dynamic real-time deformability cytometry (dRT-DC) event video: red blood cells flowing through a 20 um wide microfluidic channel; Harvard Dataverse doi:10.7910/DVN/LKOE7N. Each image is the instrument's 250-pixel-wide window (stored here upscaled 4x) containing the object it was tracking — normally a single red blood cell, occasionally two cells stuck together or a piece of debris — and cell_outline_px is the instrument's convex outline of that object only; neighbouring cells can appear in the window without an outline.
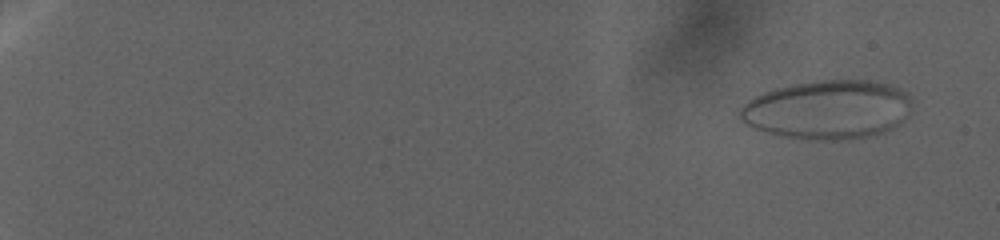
{"species": "human", "species_latin": "Homo sapiens", "temperature_condition": "warm", "stored_images_in_passage": 21, "camera_frame_rate_fps": 3000, "um_per_image_px": 0.085, "donor": {"sex": "female"}, "frame": {"image": 1, "passage_image": 1, "time_ms": 0.0, "image_size_px": [1000, 240], "cell_outline_px": [[892, 92], [876, 128], [872, 132], [856, 136], [796, 136], [772, 132], [760, 128], [744, 120], [744, 108], [752, 100], [760, 96], [784, 88], [800, 84], [832, 80], [860, 80], [876, 84]], "centroid_in_image_um": [69.74, 9.26], "position_along_channel_um": 15.3, "area_um2": 47.4}}